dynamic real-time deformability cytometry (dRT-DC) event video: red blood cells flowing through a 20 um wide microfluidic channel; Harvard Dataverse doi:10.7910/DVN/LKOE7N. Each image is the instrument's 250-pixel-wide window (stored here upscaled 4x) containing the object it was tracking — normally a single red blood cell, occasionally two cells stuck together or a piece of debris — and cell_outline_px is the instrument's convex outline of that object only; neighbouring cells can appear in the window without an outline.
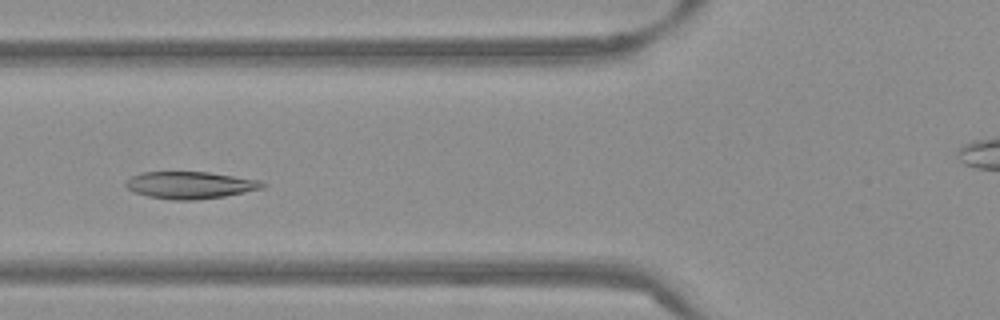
{"species": "Egyptian fruit bat (a non-hibernating species)", "species_latin": "Rousettus aegyptiacus", "temperature_condition": "warm", "stored_images_in_passage": 51, "camera_frame_rate_fps": 3000, "um_per_image_px": 0.085, "frame": {"image": 1, "passage_image": 17, "time_ms": 5.333, "image_size_px": [1000, 320], "cell_outline_px": [[268, 184], [264, 188], [224, 196], [196, 200], [172, 200], [148, 196], [136, 192], [128, 188], [124, 184], [132, 176], [144, 172], [208, 172], [260, 180]], "centroid_in_image_um": [16.21, 15.73], "position_along_channel_um": 109.6, "area_um2": 21.44}}
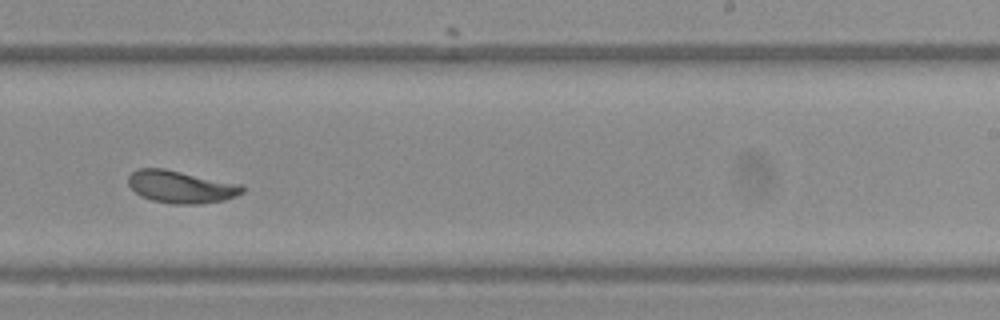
{"frame": {"image": 2, "passage_image": 30, "time_ms": 9.667, "image_size_px": [1000, 320], "cell_outline_px": [[244, 192], [236, 196], [224, 200], [200, 204], [172, 204], [152, 200], [140, 196], [128, 184], [128, 176], [136, 168], [164, 168], [240, 184], [244, 188]], "centroid_in_image_um": [15.36, 15.88], "position_along_channel_um": 273.6, "area_um2": 21.56}}
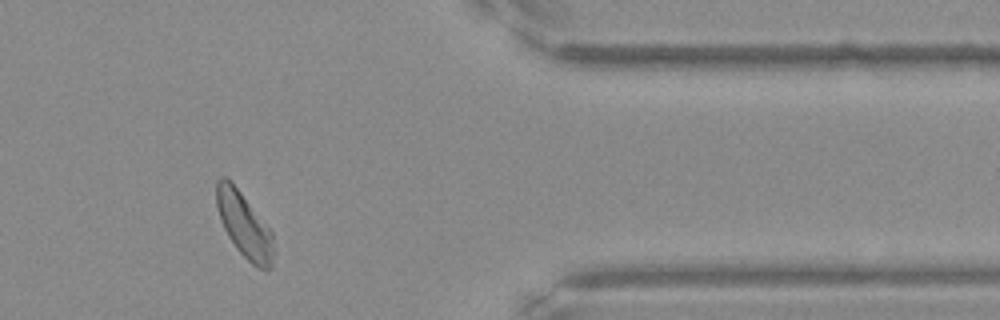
{"frame": {"image": 3, "passage_image": 41, "time_ms": 13.333, "image_size_px": [1000, 320], "cell_outline_px": [[276, 252], [272, 268], [268, 272], [256, 268], [236, 248], [228, 236], [220, 220], [216, 204], [216, 180], [220, 176], [228, 176], [272, 232]], "centroid_in_image_um": [20.79, 19.17], "position_along_channel_um": 390.6, "area_um2": 22.14}, "authors_computed_cell_mechanics": {"area_um2": 21.964, "velocity_mm_per_s": 3.7867, "shape_relaxation_time_tau1_ms": 2.0914, "shape_relaxation_time_tau2_ms": 1.1189, "deformation_change_tau1": 0.1341, "deformation_change_tau2": 0.0726}}